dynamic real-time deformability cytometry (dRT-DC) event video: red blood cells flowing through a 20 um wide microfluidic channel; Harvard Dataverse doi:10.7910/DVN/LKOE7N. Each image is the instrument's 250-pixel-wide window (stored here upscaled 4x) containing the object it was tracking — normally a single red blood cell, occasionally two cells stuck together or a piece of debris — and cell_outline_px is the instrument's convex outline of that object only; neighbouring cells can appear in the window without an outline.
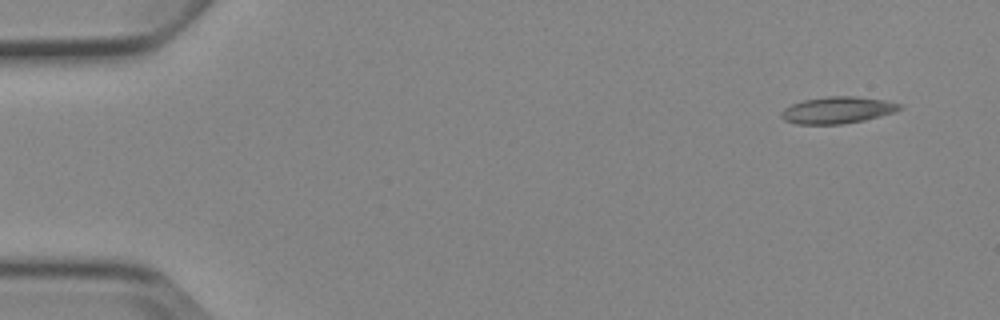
{"species": "Egyptian fruit bat (a non-hibernating species)", "species_latin": "Rousettus aegyptiacus", "temperature_condition": "cold", "stored_images_in_passage": 5, "camera_frame_rate_fps": 3000, "um_per_image_px": 0.085, "animal": {"sex": "female"}, "frame": {"image": 1, "passage_image": 1, "time_ms": 0.0, "image_size_px": [1000, 320], "cell_outline_px": [[900, 108], [892, 112], [864, 120], [840, 124], [796, 124], [784, 120], [780, 116], [780, 112], [784, 108], [792, 104], [804, 100], [828, 96], [856, 96], [884, 100], [900, 104]], "centroid_in_image_um": [71.11, 9.35], "position_along_channel_um": 13.9, "area_um2": 18.21}}
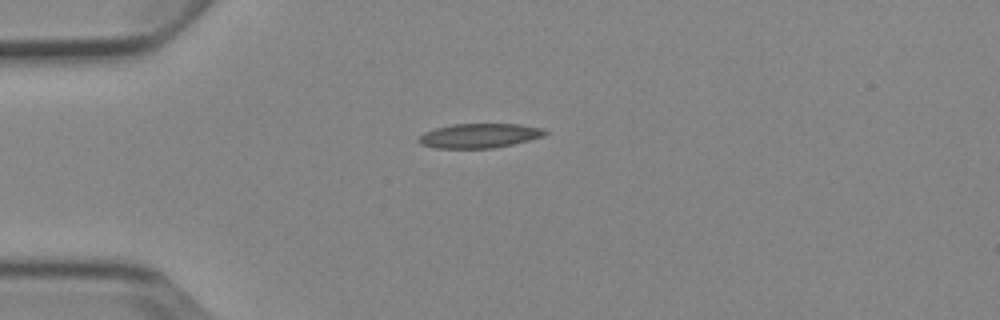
{"frame": {"image": 2, "passage_image": 4, "time_ms": 3.333, "image_size_px": [1000, 320], "cell_outline_px": [[548, 132], [544, 136], [512, 144], [492, 148], [436, 148], [420, 144], [416, 140], [424, 132], [436, 128], [452, 124], [520, 124], [544, 128]], "centroid_in_image_um": [40.74, 11.53], "position_along_channel_um": 44.3, "area_um2": 17.98}}